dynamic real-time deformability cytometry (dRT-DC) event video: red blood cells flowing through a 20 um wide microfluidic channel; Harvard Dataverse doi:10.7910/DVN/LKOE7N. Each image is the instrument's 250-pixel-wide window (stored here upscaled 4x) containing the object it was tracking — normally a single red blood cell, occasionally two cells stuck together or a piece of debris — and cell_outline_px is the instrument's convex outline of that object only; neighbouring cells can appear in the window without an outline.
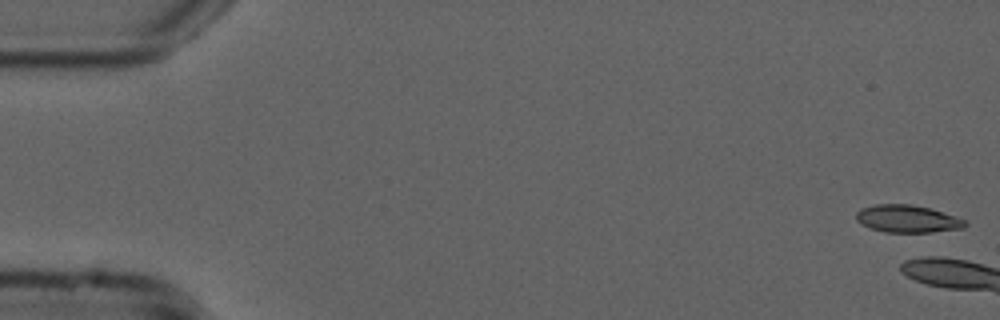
{"species": "common noctule bat (a hibernating species)", "species_latin": "Nyctalus noctula", "temperature_condition": "cold", "stored_images_in_passage": 7, "camera_frame_rate_fps": 3000, "um_per_image_px": 0.085, "animal": {"sex": "male", "forearm_length_mm": 52.5}, "frame": {"image": 1, "passage_image": 1, "time_ms": 0.0, "image_size_px": [1000, 320], "cell_outline_px": [[968, 224], [964, 228], [932, 232], [884, 232], [872, 228], [856, 220], [856, 212], [860, 208], [876, 204], [912, 204], [928, 208], [956, 216], [964, 220]], "centroid_in_image_um": [77.14, 18.59], "position_along_channel_um": 7.9, "area_um2": 17.34}}